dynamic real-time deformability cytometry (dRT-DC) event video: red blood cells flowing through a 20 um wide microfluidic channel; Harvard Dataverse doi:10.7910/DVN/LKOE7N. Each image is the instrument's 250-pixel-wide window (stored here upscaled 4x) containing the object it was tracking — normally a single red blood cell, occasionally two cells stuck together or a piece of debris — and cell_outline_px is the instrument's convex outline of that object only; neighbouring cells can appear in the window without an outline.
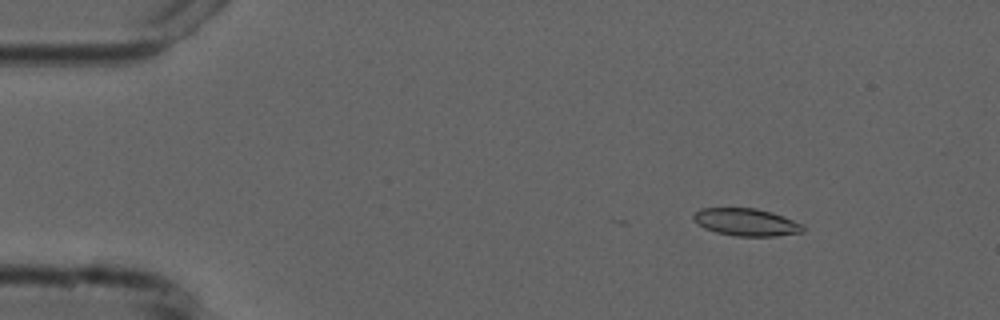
{"species": "common noctule bat (a hibernating species)", "species_latin": "Nyctalus noctula", "temperature_condition": "cold", "stored_images_in_passage": 11, "camera_frame_rate_fps": 3000, "um_per_image_px": 0.085, "animal": {"sex": "male", "forearm_length_mm": 52.5}, "frame": {"image": 1, "passage_image": 2, "time_ms": 1.667, "image_size_px": [1000, 320], "cell_outline_px": [[804, 232], [776, 236], [736, 236], [716, 232], [704, 228], [692, 220], [692, 216], [700, 208], [756, 208], [772, 212], [804, 224]], "centroid_in_image_um": [63.43, 18.88], "position_along_channel_um": 21.6, "area_um2": 17.63}}
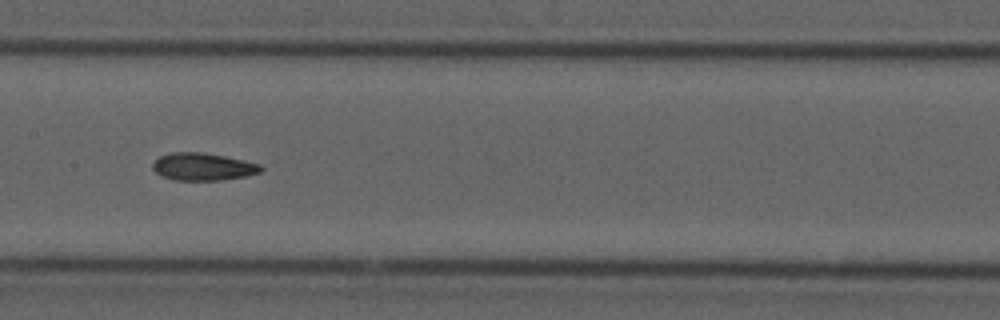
{"frame": {"image": 2, "passage_image": 7, "time_ms": 8.333, "image_size_px": [1000, 320], "cell_outline_px": [[264, 168], [260, 172], [244, 176], [220, 180], [172, 180], [160, 176], [152, 168], [152, 164], [160, 156], [172, 152], [200, 152], [224, 156], [244, 160], [260, 164]], "centroid_in_image_um": [17.23, 14.17], "position_along_channel_um": 190.2, "area_um2": 17.28}}
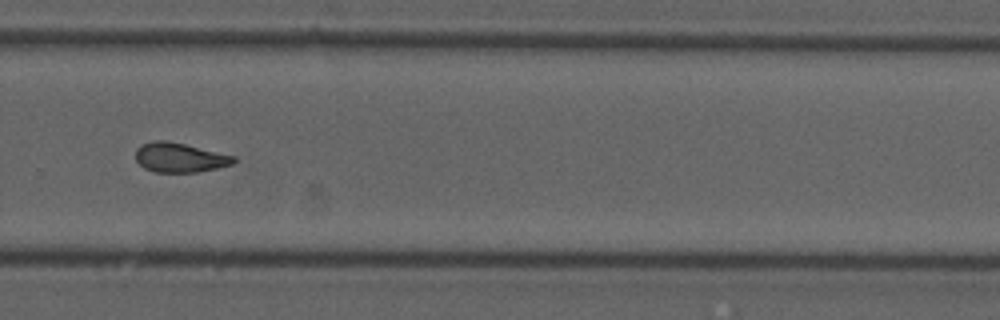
{"frame": {"image": 3, "passage_image": 10, "time_ms": 11.667, "image_size_px": [1000, 320], "cell_outline_px": [[236, 160], [232, 164], [200, 172], [156, 172], [144, 168], [136, 160], [136, 148], [140, 144], [152, 140], [164, 140], [184, 144], [236, 156]], "centroid_in_image_um": [15.26, 13.38], "position_along_channel_um": 314.5, "area_um2": 16.88}, "authors_computed_cell_mechanics": {"area_um2": 17.34, "velocity_mm_per_s": 3.7344, "shape_relaxation_time_tau1_ms": 6.0199, "shape_relaxation_time_tau2_ms": null, "deformation_change_tau1": 0.1563, "deformation_change_tau2": null}}